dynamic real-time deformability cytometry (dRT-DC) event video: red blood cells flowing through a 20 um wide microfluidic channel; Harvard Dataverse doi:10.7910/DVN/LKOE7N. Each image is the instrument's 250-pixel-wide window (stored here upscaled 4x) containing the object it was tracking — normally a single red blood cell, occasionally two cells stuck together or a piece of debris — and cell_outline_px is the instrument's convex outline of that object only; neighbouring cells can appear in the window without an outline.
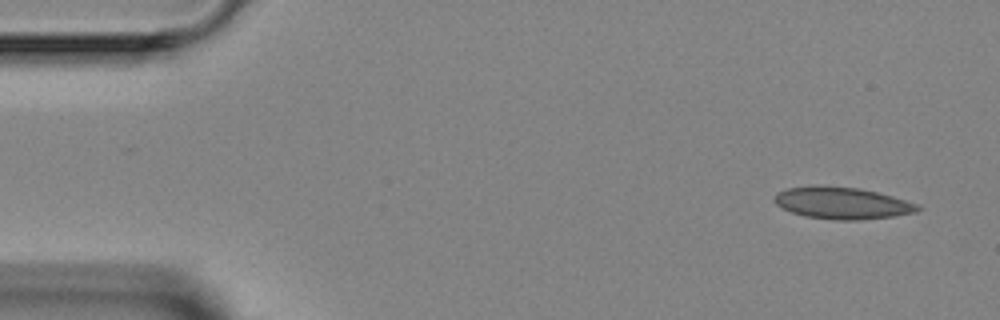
{"species": "Egyptian fruit bat (a non-hibernating species)", "species_latin": "Rousettus aegyptiacus", "temperature_condition": "room temperature", "stored_images_in_passage": 5, "segment_of_instrument_passage": [1, 2], "camera_frame_rate_fps": 3000, "um_per_image_px": 0.085, "animal": {"sex": "female"}, "frame": {"image": 1, "passage_image": 1, "time_ms": 0.0, "image_size_px": [1000, 320], "cell_outline_px": [[924, 208], [916, 212], [892, 216], [860, 220], [836, 220], [808, 216], [792, 212], [776, 204], [772, 200], [776, 192], [788, 188], [808, 184], [816, 184], [860, 188], [892, 196], [920, 204]], "centroid_in_image_um": [71.58, 17.23], "position_along_channel_um": 13.4, "area_um2": 26.93}}